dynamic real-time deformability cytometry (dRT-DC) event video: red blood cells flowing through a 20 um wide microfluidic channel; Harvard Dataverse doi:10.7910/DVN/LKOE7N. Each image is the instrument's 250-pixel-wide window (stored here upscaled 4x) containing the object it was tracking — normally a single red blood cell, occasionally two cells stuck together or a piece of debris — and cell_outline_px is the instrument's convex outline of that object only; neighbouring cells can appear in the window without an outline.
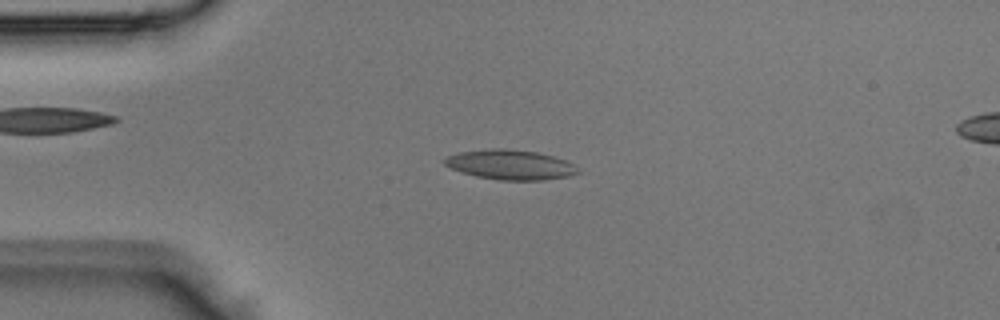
{"species": "Egyptian fruit bat (a non-hibernating species)", "species_latin": "Rousettus aegyptiacus", "temperature_condition": "room temperature", "stored_images_in_passage": 42, "camera_frame_rate_fps": 3000, "um_per_image_px": 0.085, "animal": {"sex": "male"}, "frame": {"image": 1, "passage_image": 9, "time_ms": 2.667, "image_size_px": [1000, 320], "cell_outline_px": [[580, 172], [568, 176], [544, 180], [500, 180], [476, 176], [452, 168], [444, 164], [444, 160], [448, 156], [460, 152], [492, 148], [504, 148], [536, 152], [552, 156], [564, 160], [572, 164]], "centroid_in_image_um": [43.38, 14.0], "position_along_channel_um": 41.6, "area_um2": 22.77}}
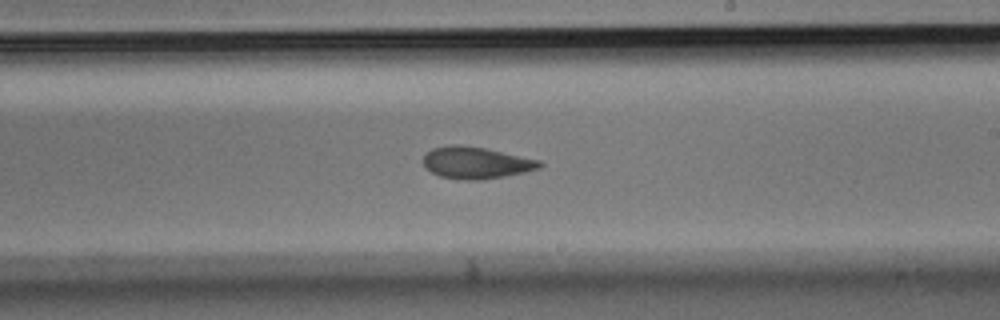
{"frame": {"image": 2, "passage_image": 24, "time_ms": 7.667, "image_size_px": [1000, 320], "cell_outline_px": [[544, 164], [540, 168], [524, 172], [504, 176], [480, 180], [464, 180], [440, 176], [432, 172], [424, 164], [424, 156], [432, 148], [452, 144], [460, 144], [488, 148], [540, 160]], "centroid_in_image_um": [40.5, 13.82], "position_along_channel_um": 248.5, "area_um2": 21.62}}
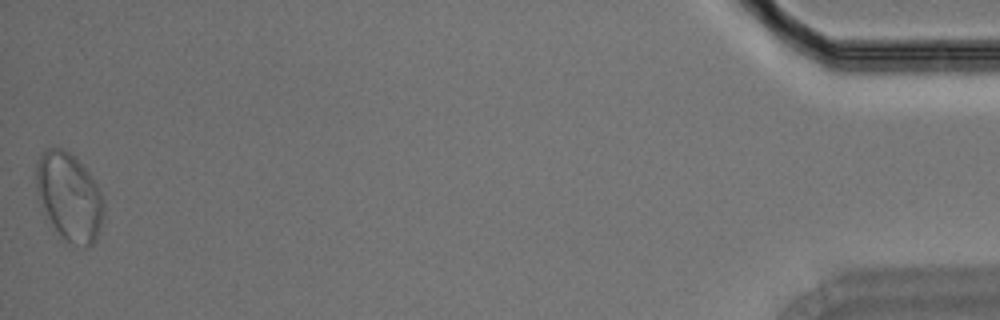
{"frame": {"image": 3, "passage_image": 42, "time_ms": 13.667, "image_size_px": [1000, 320], "cell_outline_px": [[104, 212], [96, 240], [92, 244], [84, 248], [68, 240], [44, 220], [36, 188], [36, 164], [40, 156], [48, 148], [64, 148], [88, 172], [96, 184], [104, 200]], "centroid_in_image_um": [5.86, 16.75], "position_along_channel_um": 429.3, "area_um2": 34.51}}